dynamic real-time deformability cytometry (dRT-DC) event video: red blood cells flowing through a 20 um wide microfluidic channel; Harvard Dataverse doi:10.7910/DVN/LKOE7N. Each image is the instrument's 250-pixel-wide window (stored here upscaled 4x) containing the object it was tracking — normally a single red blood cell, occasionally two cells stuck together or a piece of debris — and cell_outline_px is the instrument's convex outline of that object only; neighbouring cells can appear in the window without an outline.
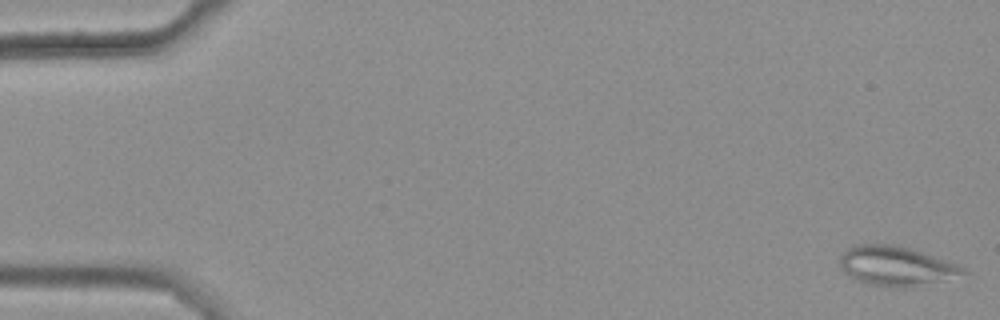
{"species": "common noctule bat (a hibernating species)", "species_latin": "Nyctalus noctula", "temperature_condition": "warm", "stored_images_in_passage": 47, "camera_frame_rate_fps": 3000, "um_per_image_px": 0.085, "animal": {"sex": "female", "body_mass_g": 25.1}, "frame": {"image": 1, "passage_image": 1, "time_ms": 0.0, "image_size_px": [1000, 320], "cell_outline_px": [[968, 272], [944, 280], [900, 288], [868, 284], [856, 280], [844, 272], [840, 268], [840, 256], [848, 248], [856, 244], [892, 244], [912, 248], [956, 264], [964, 268]], "centroid_in_image_um": [76.12, 22.59], "position_along_channel_um": 8.9, "area_um2": 28.09}}
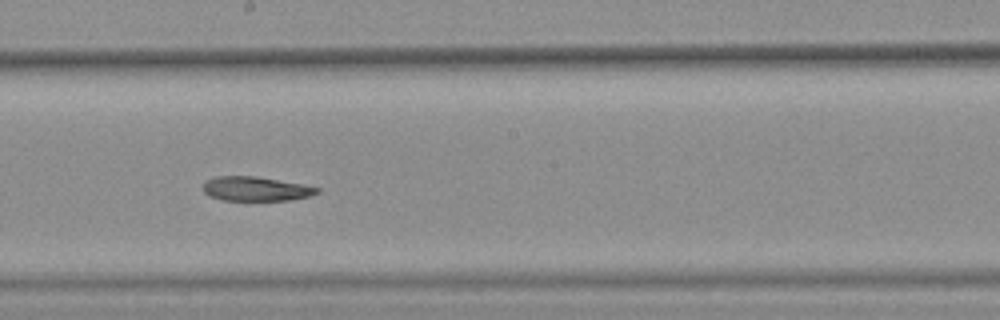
{"frame": {"image": 2, "passage_image": 31, "time_ms": 10.0, "image_size_px": [1000, 320], "cell_outline_px": [[320, 192], [312, 196], [288, 200], [220, 200], [208, 196], [204, 192], [204, 180], [216, 176], [256, 176], [304, 184], [320, 188]], "centroid_in_image_um": [21.75, 16.05], "position_along_channel_um": 226.5, "area_um2": 16.36}}
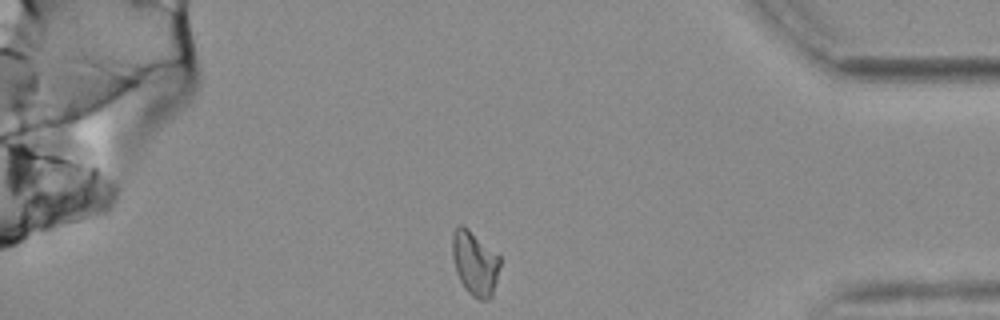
{"frame": {"image": 3, "passage_image": 47, "time_ms": 15.333, "image_size_px": [1000, 320], "cell_outline_px": [[500, 264], [492, 296], [488, 300], [480, 300], [472, 296], [464, 288], [456, 272], [452, 256], [452, 232], [460, 224], [464, 224], [500, 256]], "centroid_in_image_um": [40.35, 22.35], "position_along_channel_um": 394.9, "area_um2": 17.98}, "authors_computed_cell_mechanics": {"area_um2": 18.0336, "velocity_mm_per_s": 3.6601, "shape_relaxation_time_tau1_ms": null, "shape_relaxation_time_tau2_ms": 11.0998, "deformation_change_tau1": null, "deformation_change_tau2": 0.1869}}